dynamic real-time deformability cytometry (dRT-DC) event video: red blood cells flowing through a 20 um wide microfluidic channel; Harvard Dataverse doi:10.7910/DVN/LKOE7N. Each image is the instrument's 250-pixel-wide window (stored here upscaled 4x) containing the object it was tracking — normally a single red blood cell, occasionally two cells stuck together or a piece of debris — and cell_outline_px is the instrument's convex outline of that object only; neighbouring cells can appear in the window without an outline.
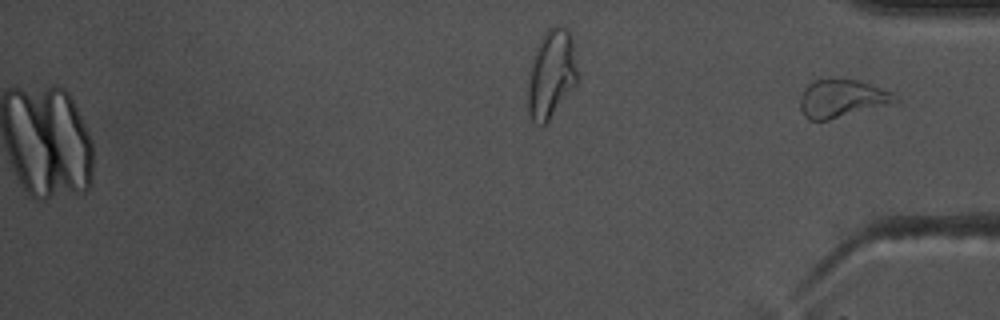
{"species": "common noctule bat (a hibernating species)", "species_latin": "Nyctalus noctula", "temperature_condition": "warm", "stored_images_in_passage": 54, "camera_frame_rate_fps": 3000, "um_per_image_px": 0.085, "animal": {"sex": "male", "body_mass_g": 17.5, "forearm_length_mm": 52.3}, "frame": {"image": 1, "passage_image": 54, "time_ms": 17.667, "image_size_px": [1000, 320], "cell_outline_px": [[900, 100], [896, 104], [828, 120], [808, 120], [804, 116], [800, 108], [800, 96], [804, 88], [812, 80], [820, 76], [832, 76], [856, 80], [892, 92]], "centroid_in_image_um": [71.55, 8.34], "position_along_channel_um": 363.7, "area_um2": 21.91}}